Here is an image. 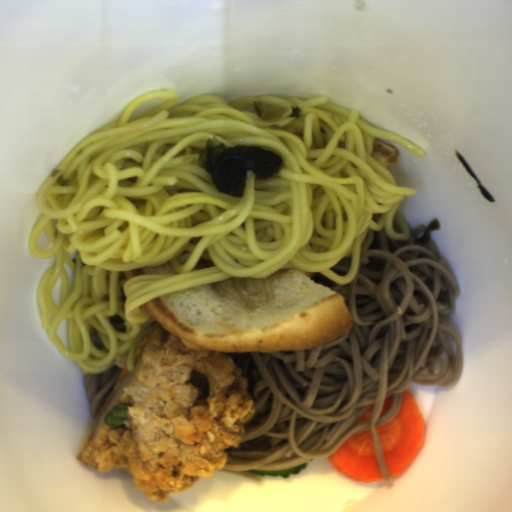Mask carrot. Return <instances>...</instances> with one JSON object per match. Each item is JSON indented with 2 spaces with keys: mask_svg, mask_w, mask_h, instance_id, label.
Masks as SVG:
<instances>
[{
  "mask_svg": "<svg viewBox=\"0 0 512 512\" xmlns=\"http://www.w3.org/2000/svg\"><path fill=\"white\" fill-rule=\"evenodd\" d=\"M375 428L388 476L400 475L419 454L425 440L424 417L414 395L402 391L397 414Z\"/></svg>",
  "mask_w": 512,
  "mask_h": 512,
  "instance_id": "b8716197",
  "label": "carrot"
},
{
  "mask_svg": "<svg viewBox=\"0 0 512 512\" xmlns=\"http://www.w3.org/2000/svg\"><path fill=\"white\" fill-rule=\"evenodd\" d=\"M326 458L335 470L352 480L369 484L383 481L370 429L350 436Z\"/></svg>",
  "mask_w": 512,
  "mask_h": 512,
  "instance_id": "cead05ca",
  "label": "carrot"
},
{
  "mask_svg": "<svg viewBox=\"0 0 512 512\" xmlns=\"http://www.w3.org/2000/svg\"><path fill=\"white\" fill-rule=\"evenodd\" d=\"M374 406H375V403H373L371 407H369V408L365 409V410L362 412V414H361V415H358V416L354 419V421H353V423H352L351 427H353V426H354V425H356V424H359V423L365 422V421H367V420H370V418H371V416H372V413H373V411H374ZM351 427H350V428H351Z\"/></svg>",
  "mask_w": 512,
  "mask_h": 512,
  "instance_id": "1c9b5961",
  "label": "carrot"
},
{
  "mask_svg": "<svg viewBox=\"0 0 512 512\" xmlns=\"http://www.w3.org/2000/svg\"><path fill=\"white\" fill-rule=\"evenodd\" d=\"M392 402H393V394L388 397H385L383 409H382V412H381L379 418L388 413V411L390 410V408L392 406Z\"/></svg>",
  "mask_w": 512,
  "mask_h": 512,
  "instance_id": "07d2c1c8",
  "label": "carrot"
}]
</instances>
